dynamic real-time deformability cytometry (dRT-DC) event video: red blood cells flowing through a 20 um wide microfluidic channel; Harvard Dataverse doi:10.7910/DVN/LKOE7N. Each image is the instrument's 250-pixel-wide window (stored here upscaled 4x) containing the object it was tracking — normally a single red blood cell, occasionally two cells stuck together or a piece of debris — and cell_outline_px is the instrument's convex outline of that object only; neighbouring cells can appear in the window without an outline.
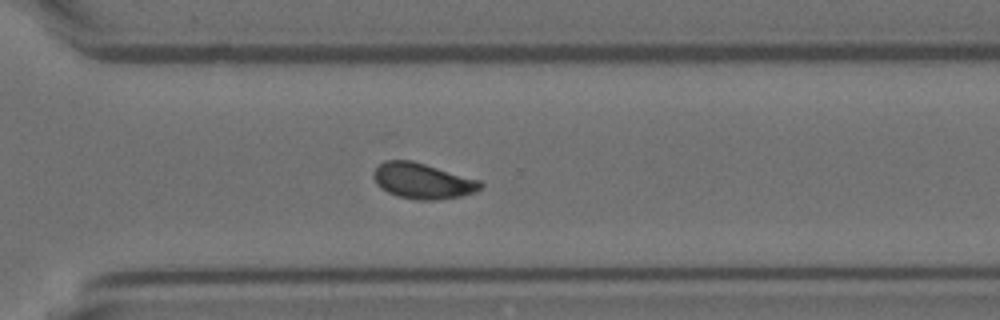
{"species": "Egyptian fruit bat (a non-hibernating species)", "species_latin": "Rousettus aegyptiacus", "temperature_condition": "room temperature", "stored_images_in_passage": 10, "segment_of_instrument_passage": [2, 2], "camera_frame_rate_fps": 3000, "um_per_image_px": 0.085, "animal": {"sex": "female"}, "frame": {"image": 1, "passage_image": 10, "time_ms": 11.333, "image_size_px": [1000, 320], "cell_outline_px": [[484, 184], [476, 192], [460, 196], [432, 200], [416, 200], [396, 196], [380, 188], [376, 184], [372, 176], [372, 172], [384, 160], [412, 160], [480, 180]], "centroid_in_image_um": [35.89, 15.38], "position_along_channel_um": 334.7, "area_um2": 22.31}}